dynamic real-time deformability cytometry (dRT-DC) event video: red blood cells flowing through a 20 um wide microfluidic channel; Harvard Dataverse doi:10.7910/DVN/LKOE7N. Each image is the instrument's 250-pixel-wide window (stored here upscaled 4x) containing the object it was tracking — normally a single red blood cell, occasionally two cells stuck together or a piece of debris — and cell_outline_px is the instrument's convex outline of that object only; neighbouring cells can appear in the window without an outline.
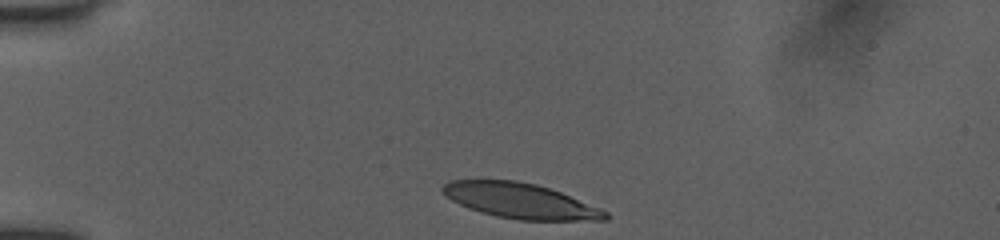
{"species": "human", "species_latin": "Homo sapiens", "temperature_condition": "room temperature", "stored_images_in_passage": 7, "camera_frame_rate_fps": 3000, "um_per_image_px": 0.085, "donor": {"sex": "female"}, "frame": {"image": 1, "passage_image": 1, "time_ms": 0.0, "image_size_px": [1000, 240], "cell_outline_px": [[608, 220], [520, 220], [496, 216], [480, 212], [468, 208], [444, 196], [440, 188], [448, 180], [516, 180], [536, 184], [560, 192], [600, 208], [608, 212]], "centroid_in_image_um": [44.19, 17.06], "position_along_channel_um": 40.8, "area_um2": 33.29}}